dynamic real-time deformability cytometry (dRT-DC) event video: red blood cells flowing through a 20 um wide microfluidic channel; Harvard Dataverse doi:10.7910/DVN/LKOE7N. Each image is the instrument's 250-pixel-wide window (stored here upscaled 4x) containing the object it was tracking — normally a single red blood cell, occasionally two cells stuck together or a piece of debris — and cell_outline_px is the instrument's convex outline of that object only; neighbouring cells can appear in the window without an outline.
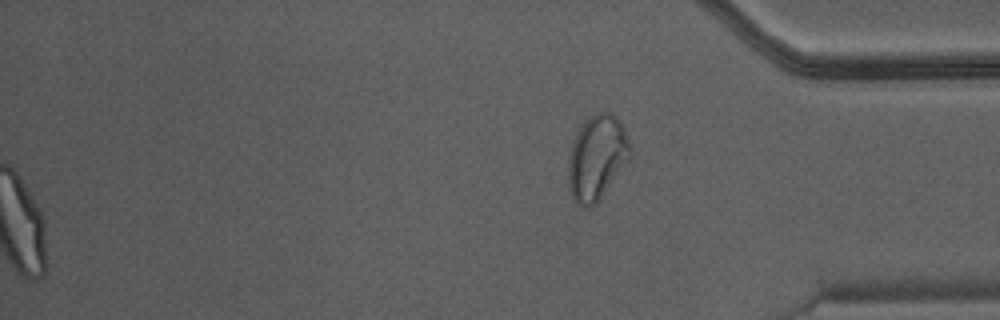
{"species": "Egyptian fruit bat (a non-hibernating species)", "species_latin": "Rousettus aegyptiacus", "temperature_condition": "warm", "stored_images_in_passage": 46, "segment_of_instrument_passage": [2, 2], "camera_frame_rate_fps": 3000, "um_per_image_px": 0.085, "animal": {"sex": "male"}, "frame": {"image": 1, "passage_image": 46, "time_ms": 15.0, "image_size_px": [1000, 320], "cell_outline_px": [[632, 156], [596, 204], [588, 208], [584, 208], [572, 196], [568, 180], [568, 164], [572, 144], [580, 128], [588, 116], [596, 112], [612, 112], [620, 120], [624, 128], [632, 148]], "centroid_in_image_um": [50.77, 13.36], "position_along_channel_um": 384.4, "area_um2": 30.52}}